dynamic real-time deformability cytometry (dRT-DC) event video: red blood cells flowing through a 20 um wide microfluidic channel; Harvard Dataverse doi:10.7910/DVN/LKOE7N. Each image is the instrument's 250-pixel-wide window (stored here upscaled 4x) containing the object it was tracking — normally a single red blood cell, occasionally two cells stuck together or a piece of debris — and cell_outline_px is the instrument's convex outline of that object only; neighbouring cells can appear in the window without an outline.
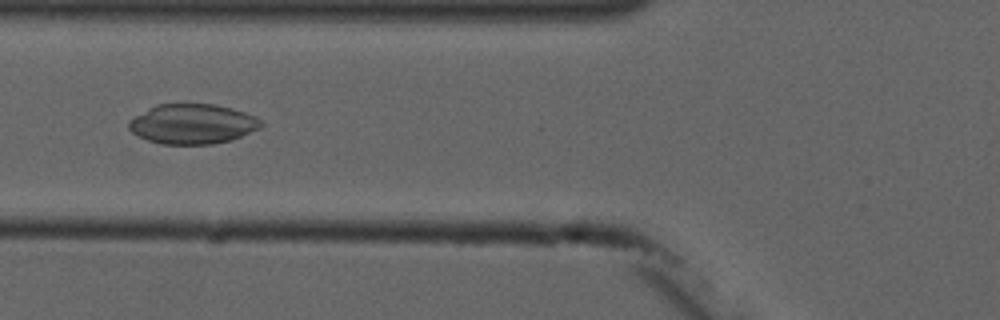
{"species": "common noctule bat (a hibernating species)", "species_latin": "Nyctalus noctula", "temperature_condition": "cold", "stored_images_in_passage": 6, "camera_frame_rate_fps": 3000, "um_per_image_px": 0.085, "animal": {"sex": "male", "forearm_length_mm": 52.5}, "frame": {"image": 1, "passage_image": 6, "time_ms": 6.0, "image_size_px": [1000, 320], "cell_outline_px": [[264, 124], [260, 128], [232, 140], [212, 144], [160, 144], [148, 140], [132, 132], [128, 128], [128, 120], [156, 104], [216, 104], [232, 108], [256, 116]], "centroid_in_image_um": [16.38, 10.53], "position_along_channel_um": 109.4, "area_um2": 30.81}}